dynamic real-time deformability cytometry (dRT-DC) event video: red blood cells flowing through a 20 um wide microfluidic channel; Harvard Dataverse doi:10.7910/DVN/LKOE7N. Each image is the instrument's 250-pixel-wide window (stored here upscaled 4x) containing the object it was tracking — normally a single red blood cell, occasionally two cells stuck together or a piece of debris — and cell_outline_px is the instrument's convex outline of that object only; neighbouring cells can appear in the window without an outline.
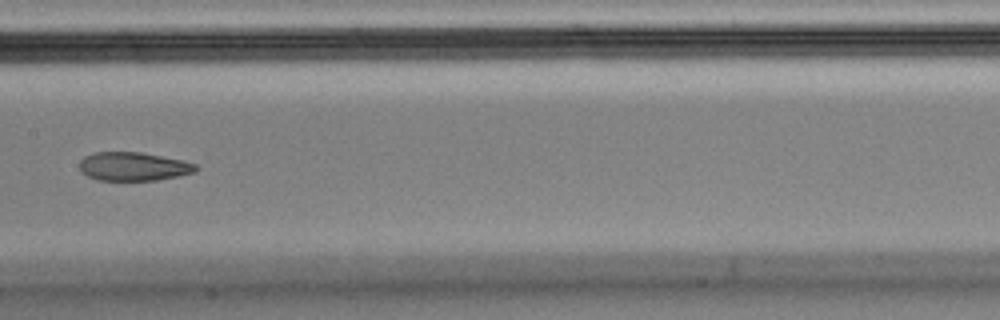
{"species": "Egyptian fruit bat (a non-hibernating species)", "species_latin": "Rousettus aegyptiacus", "temperature_condition": "cold", "stored_images_in_passage": 14, "segment_of_instrument_passage": [1, 2], "camera_frame_rate_fps": 3000, "um_per_image_px": 0.085, "animal": {"sex": "male"}, "frame": {"image": 1, "passage_image": 7, "time_ms": 2.0, "image_size_px": [1000, 320], "cell_outline_px": [[196, 172], [156, 180], [100, 180], [88, 176], [80, 172], [80, 160], [84, 156], [96, 152], [140, 152], [184, 160], [196, 164]], "centroid_in_image_um": [11.33, 14.14], "position_along_channel_um": 196.1, "area_um2": 19.31}}
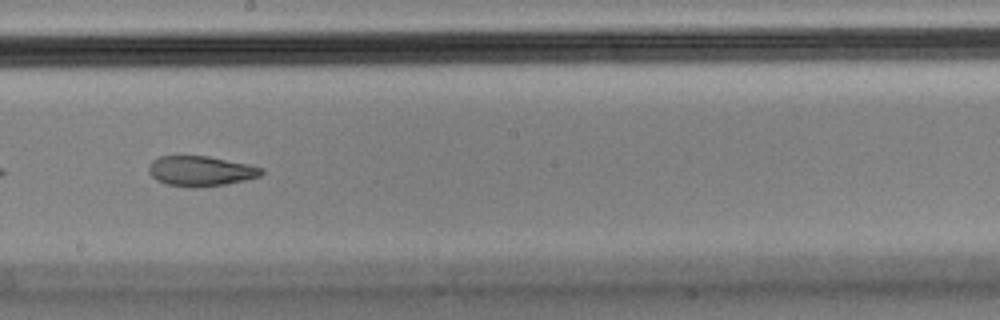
{"frame": {"image": 2, "passage_image": 8, "time_ms": 2.333, "image_size_px": [1000, 320], "cell_outline_px": [[264, 172], [260, 176], [228, 184], [196, 188], [192, 188], [168, 184], [156, 180], [148, 172], [148, 164], [152, 160], [160, 156], [208, 156], [248, 164], [264, 168]], "centroid_in_image_um": [17.05, 14.54], "position_along_channel_um": 231.1, "area_um2": 19.94}}